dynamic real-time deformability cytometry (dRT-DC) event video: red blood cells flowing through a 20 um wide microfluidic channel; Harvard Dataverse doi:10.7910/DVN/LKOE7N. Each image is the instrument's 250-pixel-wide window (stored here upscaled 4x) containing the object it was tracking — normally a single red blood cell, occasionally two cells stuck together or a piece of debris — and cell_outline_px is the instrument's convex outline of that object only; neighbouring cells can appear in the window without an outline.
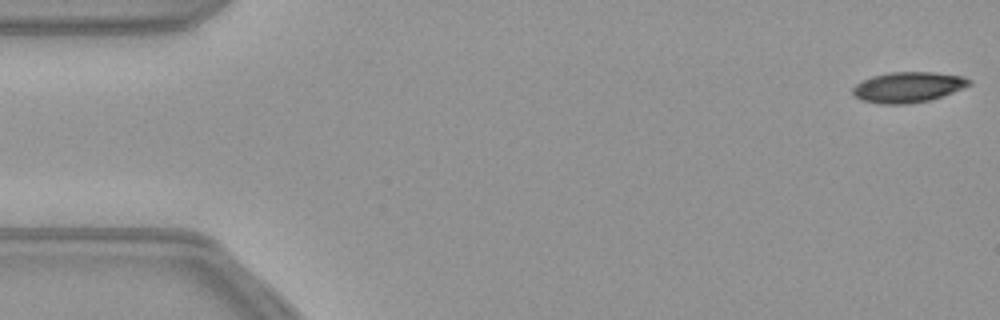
{"species": "common noctule bat (a hibernating species)", "species_latin": "Nyctalus noctula", "temperature_condition": "warm", "stored_images_in_passage": 9, "camera_frame_rate_fps": 3000, "um_per_image_px": 0.085, "animal": {"sex": "female", "body_mass_g": 21.9}, "frame": {"image": 1, "passage_image": 1, "time_ms": 0.0, "image_size_px": [1000, 320], "cell_outline_px": [[972, 84], [952, 92], [928, 100], [908, 104], [880, 104], [860, 100], [852, 96], [852, 88], [860, 80], [872, 76], [888, 72], [932, 72], [964, 76], [972, 80]], "centroid_in_image_um": [77.13, 7.4], "position_along_channel_um": 7.9, "area_um2": 20.87}}